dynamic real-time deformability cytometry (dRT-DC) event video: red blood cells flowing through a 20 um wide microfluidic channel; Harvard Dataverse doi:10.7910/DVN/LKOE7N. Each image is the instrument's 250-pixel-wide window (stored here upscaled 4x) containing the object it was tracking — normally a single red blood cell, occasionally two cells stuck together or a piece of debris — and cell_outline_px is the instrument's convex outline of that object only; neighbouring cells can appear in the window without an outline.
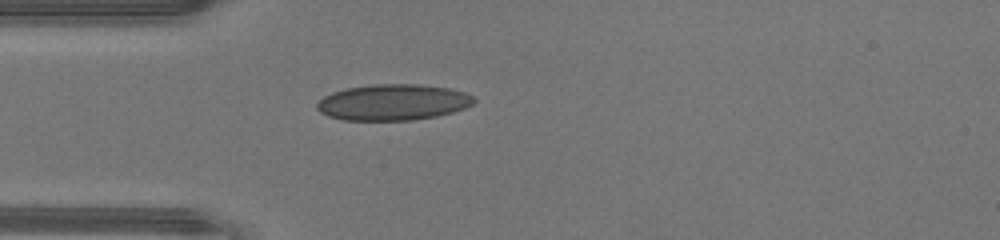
{"species": "human", "species_latin": "Homo sapiens", "temperature_condition": "warm", "stored_images_in_passage": 33, "camera_frame_rate_fps": 3000, "um_per_image_px": 0.085, "donor": {"sex": "male"}, "frame": {"image": 1, "passage_image": 1, "time_ms": 0.0, "image_size_px": [1000, 240], "cell_outline_px": [[476, 100], [472, 104], [464, 108], [452, 112], [436, 116], [412, 120], [344, 120], [328, 116], [320, 112], [316, 108], [316, 104], [324, 96], [332, 92], [348, 88], [372, 84], [416, 84], [448, 88], [464, 92], [472, 96]], "centroid_in_image_um": [33.38, 8.69], "position_along_channel_um": 51.6, "area_um2": 32.83}}
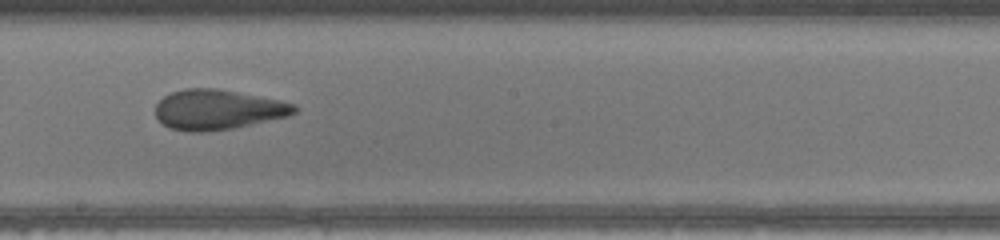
{"frame": {"image": 2, "passage_image": 13, "time_ms": 4.0, "image_size_px": [1000, 240], "cell_outline_px": [[300, 108], [296, 112], [288, 116], [232, 128], [200, 132], [188, 132], [168, 128], [156, 116], [156, 104], [164, 96], [172, 92], [184, 88], [216, 88], [280, 100], [296, 104]], "centroid_in_image_um": [18.52, 9.31], "position_along_channel_um": 229.7, "area_um2": 32.31}}
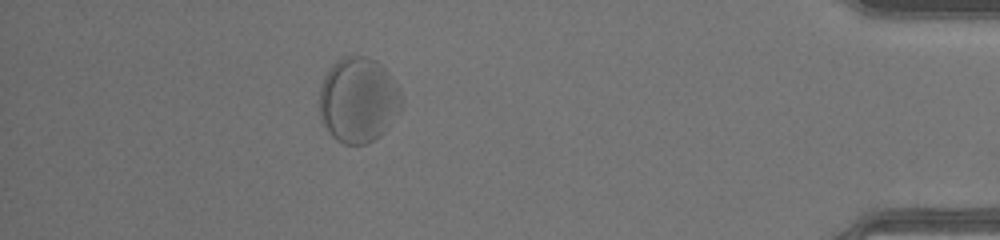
{"frame": {"image": 3, "passage_image": 28, "time_ms": 9.0, "image_size_px": [1000, 240], "cell_outline_px": [[400, 112], [388, 128], [376, 140], [368, 144], [344, 144], [336, 140], [328, 132], [320, 116], [320, 88], [324, 76], [332, 64], [344, 56], [368, 56], [376, 60], [392, 76], [400, 88]], "centroid_in_image_um": [30.47, 8.51], "position_along_channel_um": 404.7, "area_um2": 41.15}}